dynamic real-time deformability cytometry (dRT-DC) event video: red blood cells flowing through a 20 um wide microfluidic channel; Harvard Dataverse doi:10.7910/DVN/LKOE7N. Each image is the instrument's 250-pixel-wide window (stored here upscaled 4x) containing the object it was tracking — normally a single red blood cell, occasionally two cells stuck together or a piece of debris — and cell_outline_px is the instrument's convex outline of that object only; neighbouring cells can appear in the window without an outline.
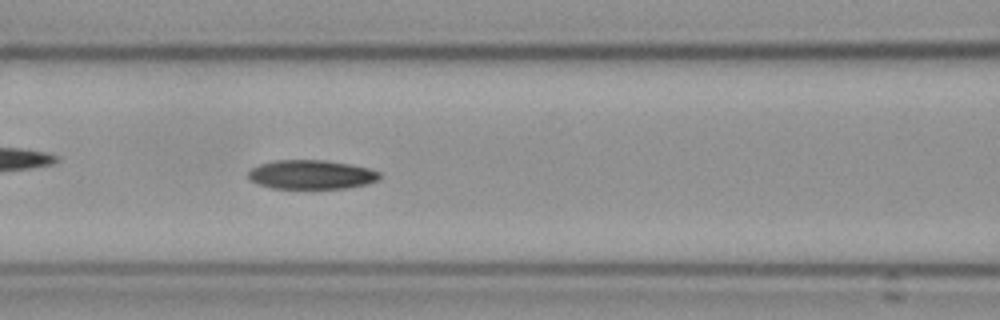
{"species": "Egyptian fruit bat (a non-hibernating species)", "species_latin": "Rousettus aegyptiacus", "temperature_condition": "cold", "stored_images_in_passage": 31, "camera_frame_rate_fps": 3000, "um_per_image_px": 0.085, "frame": {"image": 1, "passage_image": 14, "time_ms": 4.333, "image_size_px": [1000, 320], "cell_outline_px": [[380, 180], [368, 184], [344, 188], [272, 188], [256, 184], [248, 180], [248, 172], [252, 168], [260, 164], [272, 160], [324, 160], [348, 164], [368, 168], [380, 172]], "centroid_in_image_um": [26.44, 14.84], "position_along_channel_um": 140.2, "area_um2": 22.37}}